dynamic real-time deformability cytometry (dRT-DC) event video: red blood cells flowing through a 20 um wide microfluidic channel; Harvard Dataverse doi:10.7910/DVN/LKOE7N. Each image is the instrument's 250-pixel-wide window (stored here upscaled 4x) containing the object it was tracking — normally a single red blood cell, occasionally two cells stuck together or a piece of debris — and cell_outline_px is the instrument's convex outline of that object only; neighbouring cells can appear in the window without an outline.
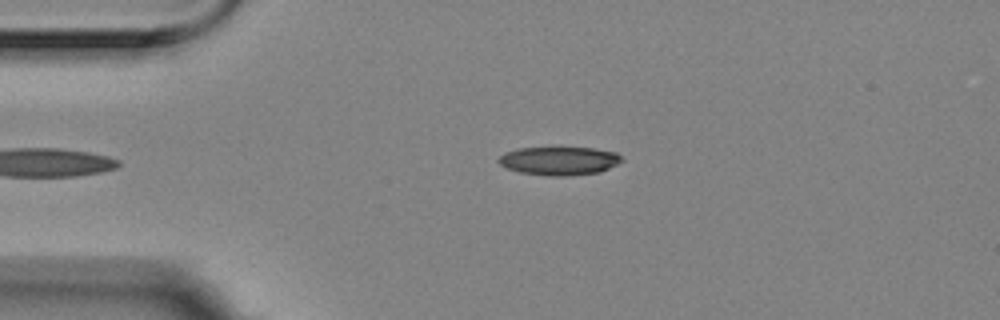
{"species": "Egyptian fruit bat (a non-hibernating species)", "species_latin": "Rousettus aegyptiacus", "temperature_condition": "room temperature", "stored_images_in_passage": 5, "camera_frame_rate_fps": 3000, "um_per_image_px": 0.085, "animal": {"sex": "female"}, "frame": {"image": 1, "passage_image": 5, "time_ms": 1.333, "image_size_px": [1000, 320], "cell_outline_px": [[624, 160], [600, 172], [560, 176], [548, 176], [520, 172], [508, 168], [500, 164], [496, 160], [504, 152], [516, 148], [556, 144], [560, 144], [592, 148], [616, 152]], "centroid_in_image_um": [47.49, 13.6], "position_along_channel_um": 37.5, "area_um2": 21.39}}